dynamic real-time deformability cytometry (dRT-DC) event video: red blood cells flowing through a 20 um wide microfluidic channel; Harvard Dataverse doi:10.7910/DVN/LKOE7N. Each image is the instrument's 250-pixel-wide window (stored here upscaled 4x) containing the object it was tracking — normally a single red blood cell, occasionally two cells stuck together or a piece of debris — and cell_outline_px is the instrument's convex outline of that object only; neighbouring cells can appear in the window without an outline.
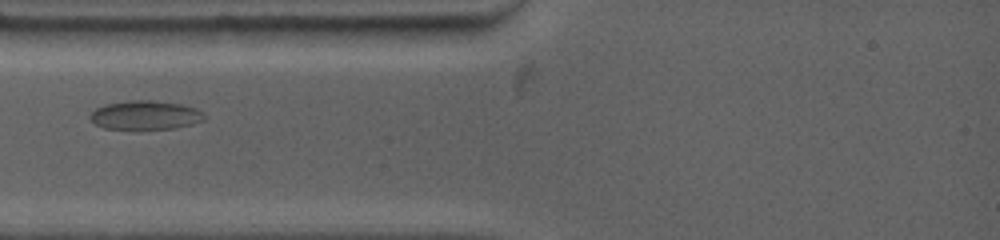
{"species": "common noctule bat (a hibernating species)", "species_latin": "Nyctalus noctula", "temperature_condition": "warm", "stored_images_in_passage": 10, "camera_frame_rate_fps": 4500, "um_per_image_px": 0.085, "animal": {"sex": "female", "body_mass_g": 19.0, "forearm_length_mm": 53.3}, "frame": {"image": 1, "passage_image": 1, "time_ms": 0.0, "image_size_px": [1000, 240], "cell_outline_px": [[204, 120], [192, 124], [176, 128], [104, 128], [96, 124], [88, 116], [96, 108], [104, 104], [132, 100], [152, 100], [180, 104], [196, 108], [204, 116]], "centroid_in_image_um": [12.34, 9.77], "position_along_channel_um": 72.7, "area_um2": 18.9}}
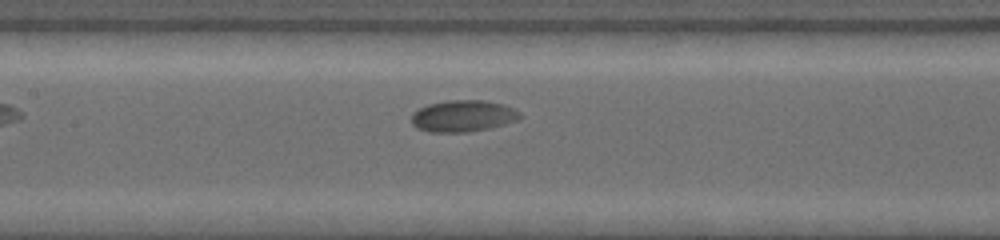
{"frame": {"image": 2, "passage_image": 7, "time_ms": 2.667, "image_size_px": [1000, 240], "cell_outline_px": [[520, 116], [516, 120], [504, 124], [488, 128], [464, 132], [432, 132], [416, 128], [412, 124], [412, 112], [428, 104], [448, 100], [484, 100], [504, 104], [520, 112]], "centroid_in_image_um": [39.33, 9.85], "position_along_channel_um": 168.1, "area_um2": 19.83}}
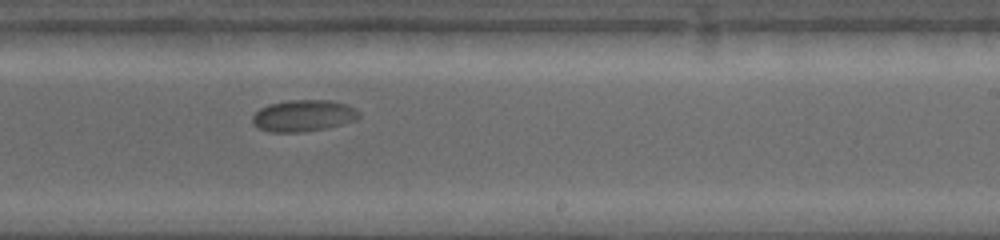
{"frame": {"image": 3, "passage_image": 10, "time_ms": 5.333, "image_size_px": [1000, 240], "cell_outline_px": [[360, 116], [356, 120], [328, 128], [304, 132], [268, 132], [256, 128], [252, 124], [252, 116], [260, 108], [268, 104], [288, 100], [332, 100], [344, 104], [360, 112]], "centroid_in_image_um": [25.74, 9.84], "position_along_channel_um": 263.3, "area_um2": 19.83}}